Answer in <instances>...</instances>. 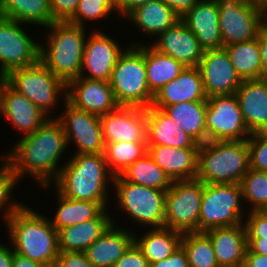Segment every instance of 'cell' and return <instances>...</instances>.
I'll list each match as a JSON object with an SVG mask.
<instances>
[{
	"instance_id": "cell-58",
	"label": "cell",
	"mask_w": 267,
	"mask_h": 267,
	"mask_svg": "<svg viewBox=\"0 0 267 267\" xmlns=\"http://www.w3.org/2000/svg\"><path fill=\"white\" fill-rule=\"evenodd\" d=\"M213 1H216L218 2L219 0H213ZM241 2H247V3H257V0H239Z\"/></svg>"
},
{
	"instance_id": "cell-32",
	"label": "cell",
	"mask_w": 267,
	"mask_h": 267,
	"mask_svg": "<svg viewBox=\"0 0 267 267\" xmlns=\"http://www.w3.org/2000/svg\"><path fill=\"white\" fill-rule=\"evenodd\" d=\"M0 17L20 23L49 27L53 21L50 0H0Z\"/></svg>"
},
{
	"instance_id": "cell-43",
	"label": "cell",
	"mask_w": 267,
	"mask_h": 267,
	"mask_svg": "<svg viewBox=\"0 0 267 267\" xmlns=\"http://www.w3.org/2000/svg\"><path fill=\"white\" fill-rule=\"evenodd\" d=\"M192 140V148L197 156L214 150L224 141L215 131L206 126Z\"/></svg>"
},
{
	"instance_id": "cell-12",
	"label": "cell",
	"mask_w": 267,
	"mask_h": 267,
	"mask_svg": "<svg viewBox=\"0 0 267 267\" xmlns=\"http://www.w3.org/2000/svg\"><path fill=\"white\" fill-rule=\"evenodd\" d=\"M218 7L223 46L255 39L264 25V11L257 3L219 0Z\"/></svg>"
},
{
	"instance_id": "cell-59",
	"label": "cell",
	"mask_w": 267,
	"mask_h": 267,
	"mask_svg": "<svg viewBox=\"0 0 267 267\" xmlns=\"http://www.w3.org/2000/svg\"><path fill=\"white\" fill-rule=\"evenodd\" d=\"M264 24L267 25V8L264 10Z\"/></svg>"
},
{
	"instance_id": "cell-4",
	"label": "cell",
	"mask_w": 267,
	"mask_h": 267,
	"mask_svg": "<svg viewBox=\"0 0 267 267\" xmlns=\"http://www.w3.org/2000/svg\"><path fill=\"white\" fill-rule=\"evenodd\" d=\"M45 29L50 31H46V44L40 45V61L66 84L79 78L87 39L85 27L54 22Z\"/></svg>"
},
{
	"instance_id": "cell-26",
	"label": "cell",
	"mask_w": 267,
	"mask_h": 267,
	"mask_svg": "<svg viewBox=\"0 0 267 267\" xmlns=\"http://www.w3.org/2000/svg\"><path fill=\"white\" fill-rule=\"evenodd\" d=\"M246 127L257 133L267 122V89L260 79L243 80L235 93Z\"/></svg>"
},
{
	"instance_id": "cell-25",
	"label": "cell",
	"mask_w": 267,
	"mask_h": 267,
	"mask_svg": "<svg viewBox=\"0 0 267 267\" xmlns=\"http://www.w3.org/2000/svg\"><path fill=\"white\" fill-rule=\"evenodd\" d=\"M148 154L171 181L196 179L198 156L193 148L147 145Z\"/></svg>"
},
{
	"instance_id": "cell-11",
	"label": "cell",
	"mask_w": 267,
	"mask_h": 267,
	"mask_svg": "<svg viewBox=\"0 0 267 267\" xmlns=\"http://www.w3.org/2000/svg\"><path fill=\"white\" fill-rule=\"evenodd\" d=\"M23 26V28H22ZM25 24L0 17V77L11 70L29 67L40 61V42L25 31Z\"/></svg>"
},
{
	"instance_id": "cell-55",
	"label": "cell",
	"mask_w": 267,
	"mask_h": 267,
	"mask_svg": "<svg viewBox=\"0 0 267 267\" xmlns=\"http://www.w3.org/2000/svg\"><path fill=\"white\" fill-rule=\"evenodd\" d=\"M10 247L0 243V267H12L13 249L11 245Z\"/></svg>"
},
{
	"instance_id": "cell-29",
	"label": "cell",
	"mask_w": 267,
	"mask_h": 267,
	"mask_svg": "<svg viewBox=\"0 0 267 267\" xmlns=\"http://www.w3.org/2000/svg\"><path fill=\"white\" fill-rule=\"evenodd\" d=\"M125 18L130 20L139 32L144 33V36L153 39L181 20L162 0H151L135 8Z\"/></svg>"
},
{
	"instance_id": "cell-30",
	"label": "cell",
	"mask_w": 267,
	"mask_h": 267,
	"mask_svg": "<svg viewBox=\"0 0 267 267\" xmlns=\"http://www.w3.org/2000/svg\"><path fill=\"white\" fill-rule=\"evenodd\" d=\"M57 197V208L55 215L49 220L53 227L58 231L62 228L76 225L83 221L94 219L98 217L106 208L108 202H91L74 200L63 196L55 189Z\"/></svg>"
},
{
	"instance_id": "cell-51",
	"label": "cell",
	"mask_w": 267,
	"mask_h": 267,
	"mask_svg": "<svg viewBox=\"0 0 267 267\" xmlns=\"http://www.w3.org/2000/svg\"><path fill=\"white\" fill-rule=\"evenodd\" d=\"M166 5L174 10L181 18L190 10L199 0H162Z\"/></svg>"
},
{
	"instance_id": "cell-57",
	"label": "cell",
	"mask_w": 267,
	"mask_h": 267,
	"mask_svg": "<svg viewBox=\"0 0 267 267\" xmlns=\"http://www.w3.org/2000/svg\"><path fill=\"white\" fill-rule=\"evenodd\" d=\"M257 4L263 11L267 8V0H257Z\"/></svg>"
},
{
	"instance_id": "cell-36",
	"label": "cell",
	"mask_w": 267,
	"mask_h": 267,
	"mask_svg": "<svg viewBox=\"0 0 267 267\" xmlns=\"http://www.w3.org/2000/svg\"><path fill=\"white\" fill-rule=\"evenodd\" d=\"M147 152V142L117 141L105 144L104 155L108 170L115 177Z\"/></svg>"
},
{
	"instance_id": "cell-2",
	"label": "cell",
	"mask_w": 267,
	"mask_h": 267,
	"mask_svg": "<svg viewBox=\"0 0 267 267\" xmlns=\"http://www.w3.org/2000/svg\"><path fill=\"white\" fill-rule=\"evenodd\" d=\"M26 204L6 220L14 252L53 267L59 255L58 231L49 218Z\"/></svg>"
},
{
	"instance_id": "cell-37",
	"label": "cell",
	"mask_w": 267,
	"mask_h": 267,
	"mask_svg": "<svg viewBox=\"0 0 267 267\" xmlns=\"http://www.w3.org/2000/svg\"><path fill=\"white\" fill-rule=\"evenodd\" d=\"M207 101L184 102L162 110L192 138L205 127Z\"/></svg>"
},
{
	"instance_id": "cell-18",
	"label": "cell",
	"mask_w": 267,
	"mask_h": 267,
	"mask_svg": "<svg viewBox=\"0 0 267 267\" xmlns=\"http://www.w3.org/2000/svg\"><path fill=\"white\" fill-rule=\"evenodd\" d=\"M0 115L21 135L35 132L49 117L23 94L15 91L2 77ZM23 133V134H22Z\"/></svg>"
},
{
	"instance_id": "cell-42",
	"label": "cell",
	"mask_w": 267,
	"mask_h": 267,
	"mask_svg": "<svg viewBox=\"0 0 267 267\" xmlns=\"http://www.w3.org/2000/svg\"><path fill=\"white\" fill-rule=\"evenodd\" d=\"M249 149V168L267 172V138L256 133L247 139Z\"/></svg>"
},
{
	"instance_id": "cell-9",
	"label": "cell",
	"mask_w": 267,
	"mask_h": 267,
	"mask_svg": "<svg viewBox=\"0 0 267 267\" xmlns=\"http://www.w3.org/2000/svg\"><path fill=\"white\" fill-rule=\"evenodd\" d=\"M242 200L240 184H204L198 232L242 225L246 217Z\"/></svg>"
},
{
	"instance_id": "cell-47",
	"label": "cell",
	"mask_w": 267,
	"mask_h": 267,
	"mask_svg": "<svg viewBox=\"0 0 267 267\" xmlns=\"http://www.w3.org/2000/svg\"><path fill=\"white\" fill-rule=\"evenodd\" d=\"M53 267H94L84 252H59Z\"/></svg>"
},
{
	"instance_id": "cell-7",
	"label": "cell",
	"mask_w": 267,
	"mask_h": 267,
	"mask_svg": "<svg viewBox=\"0 0 267 267\" xmlns=\"http://www.w3.org/2000/svg\"><path fill=\"white\" fill-rule=\"evenodd\" d=\"M249 169L247 140L223 141L198 156L196 179L204 184H240Z\"/></svg>"
},
{
	"instance_id": "cell-1",
	"label": "cell",
	"mask_w": 267,
	"mask_h": 267,
	"mask_svg": "<svg viewBox=\"0 0 267 267\" xmlns=\"http://www.w3.org/2000/svg\"><path fill=\"white\" fill-rule=\"evenodd\" d=\"M13 146L0 157L17 174L18 179L28 174L43 189L51 188L63 166L60 164L62 154L68 148L63 127L55 116L35 132L19 138Z\"/></svg>"
},
{
	"instance_id": "cell-10",
	"label": "cell",
	"mask_w": 267,
	"mask_h": 267,
	"mask_svg": "<svg viewBox=\"0 0 267 267\" xmlns=\"http://www.w3.org/2000/svg\"><path fill=\"white\" fill-rule=\"evenodd\" d=\"M204 183L197 179L172 181L165 198L164 228L198 232Z\"/></svg>"
},
{
	"instance_id": "cell-28",
	"label": "cell",
	"mask_w": 267,
	"mask_h": 267,
	"mask_svg": "<svg viewBox=\"0 0 267 267\" xmlns=\"http://www.w3.org/2000/svg\"><path fill=\"white\" fill-rule=\"evenodd\" d=\"M147 145L192 148L193 138L184 132L162 109L146 108Z\"/></svg>"
},
{
	"instance_id": "cell-16",
	"label": "cell",
	"mask_w": 267,
	"mask_h": 267,
	"mask_svg": "<svg viewBox=\"0 0 267 267\" xmlns=\"http://www.w3.org/2000/svg\"><path fill=\"white\" fill-rule=\"evenodd\" d=\"M198 69L207 98L235 94L242 83L224 48L204 51Z\"/></svg>"
},
{
	"instance_id": "cell-39",
	"label": "cell",
	"mask_w": 267,
	"mask_h": 267,
	"mask_svg": "<svg viewBox=\"0 0 267 267\" xmlns=\"http://www.w3.org/2000/svg\"><path fill=\"white\" fill-rule=\"evenodd\" d=\"M240 186L243 203L250 204L247 212L267 210V172L249 168Z\"/></svg>"
},
{
	"instance_id": "cell-3",
	"label": "cell",
	"mask_w": 267,
	"mask_h": 267,
	"mask_svg": "<svg viewBox=\"0 0 267 267\" xmlns=\"http://www.w3.org/2000/svg\"><path fill=\"white\" fill-rule=\"evenodd\" d=\"M72 155L52 183L55 189L74 200L110 202L108 186L114 176L108 170L104 153Z\"/></svg>"
},
{
	"instance_id": "cell-14",
	"label": "cell",
	"mask_w": 267,
	"mask_h": 267,
	"mask_svg": "<svg viewBox=\"0 0 267 267\" xmlns=\"http://www.w3.org/2000/svg\"><path fill=\"white\" fill-rule=\"evenodd\" d=\"M88 36L79 77L109 82L112 70L126 48L120 46L113 37L104 34L100 28L93 29Z\"/></svg>"
},
{
	"instance_id": "cell-24",
	"label": "cell",
	"mask_w": 267,
	"mask_h": 267,
	"mask_svg": "<svg viewBox=\"0 0 267 267\" xmlns=\"http://www.w3.org/2000/svg\"><path fill=\"white\" fill-rule=\"evenodd\" d=\"M204 233L212 241L219 267H243L248 249L245 223L238 226L212 228Z\"/></svg>"
},
{
	"instance_id": "cell-46",
	"label": "cell",
	"mask_w": 267,
	"mask_h": 267,
	"mask_svg": "<svg viewBox=\"0 0 267 267\" xmlns=\"http://www.w3.org/2000/svg\"><path fill=\"white\" fill-rule=\"evenodd\" d=\"M114 267H149L142 250L134 242L118 259Z\"/></svg>"
},
{
	"instance_id": "cell-38",
	"label": "cell",
	"mask_w": 267,
	"mask_h": 267,
	"mask_svg": "<svg viewBox=\"0 0 267 267\" xmlns=\"http://www.w3.org/2000/svg\"><path fill=\"white\" fill-rule=\"evenodd\" d=\"M181 245L187 253L189 267H219L212 241L204 232L184 233Z\"/></svg>"
},
{
	"instance_id": "cell-31",
	"label": "cell",
	"mask_w": 267,
	"mask_h": 267,
	"mask_svg": "<svg viewBox=\"0 0 267 267\" xmlns=\"http://www.w3.org/2000/svg\"><path fill=\"white\" fill-rule=\"evenodd\" d=\"M145 230L141 233L142 236L134 235V242L142 250L149 264L168 258L181 246V232L164 227Z\"/></svg>"
},
{
	"instance_id": "cell-61",
	"label": "cell",
	"mask_w": 267,
	"mask_h": 267,
	"mask_svg": "<svg viewBox=\"0 0 267 267\" xmlns=\"http://www.w3.org/2000/svg\"><path fill=\"white\" fill-rule=\"evenodd\" d=\"M118 1H119V0H112V2H113L114 4H116Z\"/></svg>"
},
{
	"instance_id": "cell-56",
	"label": "cell",
	"mask_w": 267,
	"mask_h": 267,
	"mask_svg": "<svg viewBox=\"0 0 267 267\" xmlns=\"http://www.w3.org/2000/svg\"><path fill=\"white\" fill-rule=\"evenodd\" d=\"M256 134L262 138H267V122L262 126V128Z\"/></svg>"
},
{
	"instance_id": "cell-54",
	"label": "cell",
	"mask_w": 267,
	"mask_h": 267,
	"mask_svg": "<svg viewBox=\"0 0 267 267\" xmlns=\"http://www.w3.org/2000/svg\"><path fill=\"white\" fill-rule=\"evenodd\" d=\"M12 267H46L45 265L21 256L13 250V262Z\"/></svg>"
},
{
	"instance_id": "cell-21",
	"label": "cell",
	"mask_w": 267,
	"mask_h": 267,
	"mask_svg": "<svg viewBox=\"0 0 267 267\" xmlns=\"http://www.w3.org/2000/svg\"><path fill=\"white\" fill-rule=\"evenodd\" d=\"M218 19V2L213 0H199L181 17L204 51L223 48Z\"/></svg>"
},
{
	"instance_id": "cell-20",
	"label": "cell",
	"mask_w": 267,
	"mask_h": 267,
	"mask_svg": "<svg viewBox=\"0 0 267 267\" xmlns=\"http://www.w3.org/2000/svg\"><path fill=\"white\" fill-rule=\"evenodd\" d=\"M157 37L151 45L154 49L181 62L185 67H198L204 50L182 20Z\"/></svg>"
},
{
	"instance_id": "cell-23",
	"label": "cell",
	"mask_w": 267,
	"mask_h": 267,
	"mask_svg": "<svg viewBox=\"0 0 267 267\" xmlns=\"http://www.w3.org/2000/svg\"><path fill=\"white\" fill-rule=\"evenodd\" d=\"M193 101H207L198 67H186L178 77L154 94L151 106H165Z\"/></svg>"
},
{
	"instance_id": "cell-48",
	"label": "cell",
	"mask_w": 267,
	"mask_h": 267,
	"mask_svg": "<svg viewBox=\"0 0 267 267\" xmlns=\"http://www.w3.org/2000/svg\"><path fill=\"white\" fill-rule=\"evenodd\" d=\"M149 267H189L187 253L181 245L171 256L162 261L149 264Z\"/></svg>"
},
{
	"instance_id": "cell-27",
	"label": "cell",
	"mask_w": 267,
	"mask_h": 267,
	"mask_svg": "<svg viewBox=\"0 0 267 267\" xmlns=\"http://www.w3.org/2000/svg\"><path fill=\"white\" fill-rule=\"evenodd\" d=\"M108 211L106 208L94 219L58 230L59 252H85L112 224L113 216Z\"/></svg>"
},
{
	"instance_id": "cell-19",
	"label": "cell",
	"mask_w": 267,
	"mask_h": 267,
	"mask_svg": "<svg viewBox=\"0 0 267 267\" xmlns=\"http://www.w3.org/2000/svg\"><path fill=\"white\" fill-rule=\"evenodd\" d=\"M105 144L117 141L147 142L146 109L119 106L100 118Z\"/></svg>"
},
{
	"instance_id": "cell-44",
	"label": "cell",
	"mask_w": 267,
	"mask_h": 267,
	"mask_svg": "<svg viewBox=\"0 0 267 267\" xmlns=\"http://www.w3.org/2000/svg\"><path fill=\"white\" fill-rule=\"evenodd\" d=\"M247 213L244 221L247 238H267V210Z\"/></svg>"
},
{
	"instance_id": "cell-41",
	"label": "cell",
	"mask_w": 267,
	"mask_h": 267,
	"mask_svg": "<svg viewBox=\"0 0 267 267\" xmlns=\"http://www.w3.org/2000/svg\"><path fill=\"white\" fill-rule=\"evenodd\" d=\"M1 161L3 165L0 167V211L3 212V219L4 222H6V220L24 204L23 202L15 201L13 198V189L17 186L16 184L20 182L17 174L0 157V162Z\"/></svg>"
},
{
	"instance_id": "cell-35",
	"label": "cell",
	"mask_w": 267,
	"mask_h": 267,
	"mask_svg": "<svg viewBox=\"0 0 267 267\" xmlns=\"http://www.w3.org/2000/svg\"><path fill=\"white\" fill-rule=\"evenodd\" d=\"M120 176L125 181L165 191L172 184L170 178L148 153L131 164Z\"/></svg>"
},
{
	"instance_id": "cell-13",
	"label": "cell",
	"mask_w": 267,
	"mask_h": 267,
	"mask_svg": "<svg viewBox=\"0 0 267 267\" xmlns=\"http://www.w3.org/2000/svg\"><path fill=\"white\" fill-rule=\"evenodd\" d=\"M65 110L55 118L61 123L67 146L74 142V154H101L105 151L101 116L74 108L64 101Z\"/></svg>"
},
{
	"instance_id": "cell-45",
	"label": "cell",
	"mask_w": 267,
	"mask_h": 267,
	"mask_svg": "<svg viewBox=\"0 0 267 267\" xmlns=\"http://www.w3.org/2000/svg\"><path fill=\"white\" fill-rule=\"evenodd\" d=\"M80 0H50L54 22H67L77 9Z\"/></svg>"
},
{
	"instance_id": "cell-34",
	"label": "cell",
	"mask_w": 267,
	"mask_h": 267,
	"mask_svg": "<svg viewBox=\"0 0 267 267\" xmlns=\"http://www.w3.org/2000/svg\"><path fill=\"white\" fill-rule=\"evenodd\" d=\"M239 77L243 80L262 77L261 55L257 38L223 46Z\"/></svg>"
},
{
	"instance_id": "cell-49",
	"label": "cell",
	"mask_w": 267,
	"mask_h": 267,
	"mask_svg": "<svg viewBox=\"0 0 267 267\" xmlns=\"http://www.w3.org/2000/svg\"><path fill=\"white\" fill-rule=\"evenodd\" d=\"M259 51L261 55L262 77L267 76V25L264 24L257 33Z\"/></svg>"
},
{
	"instance_id": "cell-6",
	"label": "cell",
	"mask_w": 267,
	"mask_h": 267,
	"mask_svg": "<svg viewBox=\"0 0 267 267\" xmlns=\"http://www.w3.org/2000/svg\"><path fill=\"white\" fill-rule=\"evenodd\" d=\"M3 79L49 118H52V110L61 103L59 99L62 96V101H66V83L41 61L29 67L11 70Z\"/></svg>"
},
{
	"instance_id": "cell-60",
	"label": "cell",
	"mask_w": 267,
	"mask_h": 267,
	"mask_svg": "<svg viewBox=\"0 0 267 267\" xmlns=\"http://www.w3.org/2000/svg\"><path fill=\"white\" fill-rule=\"evenodd\" d=\"M261 79L264 81L266 89H267V76L266 77H261Z\"/></svg>"
},
{
	"instance_id": "cell-52",
	"label": "cell",
	"mask_w": 267,
	"mask_h": 267,
	"mask_svg": "<svg viewBox=\"0 0 267 267\" xmlns=\"http://www.w3.org/2000/svg\"><path fill=\"white\" fill-rule=\"evenodd\" d=\"M243 267H267V255L246 251Z\"/></svg>"
},
{
	"instance_id": "cell-33",
	"label": "cell",
	"mask_w": 267,
	"mask_h": 267,
	"mask_svg": "<svg viewBox=\"0 0 267 267\" xmlns=\"http://www.w3.org/2000/svg\"><path fill=\"white\" fill-rule=\"evenodd\" d=\"M144 59L147 85L153 95L186 68L181 62L157 51L149 43L144 45Z\"/></svg>"
},
{
	"instance_id": "cell-8",
	"label": "cell",
	"mask_w": 267,
	"mask_h": 267,
	"mask_svg": "<svg viewBox=\"0 0 267 267\" xmlns=\"http://www.w3.org/2000/svg\"><path fill=\"white\" fill-rule=\"evenodd\" d=\"M117 209L136 224L148 229L163 228L167 191L125 181L120 175L113 178Z\"/></svg>"
},
{
	"instance_id": "cell-40",
	"label": "cell",
	"mask_w": 267,
	"mask_h": 267,
	"mask_svg": "<svg viewBox=\"0 0 267 267\" xmlns=\"http://www.w3.org/2000/svg\"><path fill=\"white\" fill-rule=\"evenodd\" d=\"M113 13L118 15L112 0H80L75 14L67 22L86 27L84 23L91 21L94 24L101 19L105 20L106 17L109 19Z\"/></svg>"
},
{
	"instance_id": "cell-17",
	"label": "cell",
	"mask_w": 267,
	"mask_h": 267,
	"mask_svg": "<svg viewBox=\"0 0 267 267\" xmlns=\"http://www.w3.org/2000/svg\"><path fill=\"white\" fill-rule=\"evenodd\" d=\"M66 101L74 108L103 116L119 105L107 81L76 78L66 84Z\"/></svg>"
},
{
	"instance_id": "cell-5",
	"label": "cell",
	"mask_w": 267,
	"mask_h": 267,
	"mask_svg": "<svg viewBox=\"0 0 267 267\" xmlns=\"http://www.w3.org/2000/svg\"><path fill=\"white\" fill-rule=\"evenodd\" d=\"M143 40L131 41L118 58L109 84L119 106L150 107L154 95L147 85V71L144 59Z\"/></svg>"
},
{
	"instance_id": "cell-15",
	"label": "cell",
	"mask_w": 267,
	"mask_h": 267,
	"mask_svg": "<svg viewBox=\"0 0 267 267\" xmlns=\"http://www.w3.org/2000/svg\"><path fill=\"white\" fill-rule=\"evenodd\" d=\"M205 126L224 141L247 140L250 137L235 94L207 98Z\"/></svg>"
},
{
	"instance_id": "cell-22",
	"label": "cell",
	"mask_w": 267,
	"mask_h": 267,
	"mask_svg": "<svg viewBox=\"0 0 267 267\" xmlns=\"http://www.w3.org/2000/svg\"><path fill=\"white\" fill-rule=\"evenodd\" d=\"M114 221L113 217L112 224L84 252L94 267H114L118 259L134 243V235L137 232L134 233L126 227L119 228Z\"/></svg>"
},
{
	"instance_id": "cell-53",
	"label": "cell",
	"mask_w": 267,
	"mask_h": 267,
	"mask_svg": "<svg viewBox=\"0 0 267 267\" xmlns=\"http://www.w3.org/2000/svg\"><path fill=\"white\" fill-rule=\"evenodd\" d=\"M247 246L250 252L267 255V238H247Z\"/></svg>"
},
{
	"instance_id": "cell-50",
	"label": "cell",
	"mask_w": 267,
	"mask_h": 267,
	"mask_svg": "<svg viewBox=\"0 0 267 267\" xmlns=\"http://www.w3.org/2000/svg\"><path fill=\"white\" fill-rule=\"evenodd\" d=\"M151 0H119L115 6L118 16L125 18L135 8L148 3Z\"/></svg>"
}]
</instances>
